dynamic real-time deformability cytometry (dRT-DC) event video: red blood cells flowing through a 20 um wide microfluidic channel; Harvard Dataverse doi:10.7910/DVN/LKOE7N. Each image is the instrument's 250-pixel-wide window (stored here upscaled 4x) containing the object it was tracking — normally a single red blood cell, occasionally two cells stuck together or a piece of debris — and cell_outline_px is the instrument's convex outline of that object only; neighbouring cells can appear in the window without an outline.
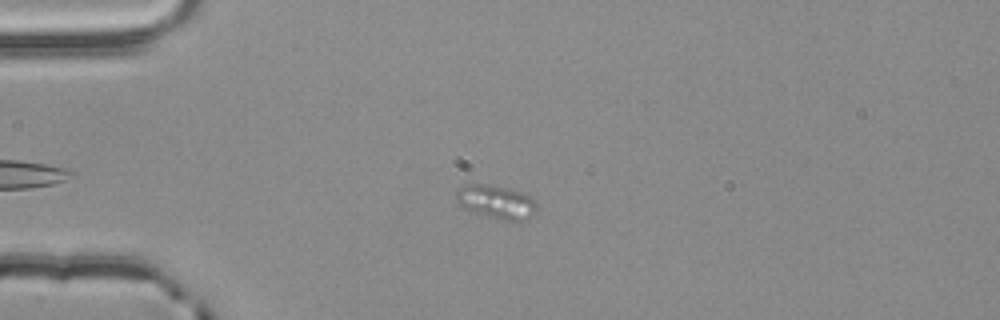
{"species": "common noctule bat (a hibernating species)", "species_latin": "Nyctalus noctula", "temperature_condition": "room temperature", "stored_images_in_passage": 3, "camera_frame_rate_fps": 3000, "um_per_image_px": 0.085, "animal": {"sex": "male", "body_mass_g": 20.4}, "frame": {"image": 1, "passage_image": 2, "time_ms": 0.333, "image_size_px": [1000, 320], "cell_outline_px": [[536, 212], [532, 216], [524, 220], [504, 220], [464, 208], [456, 200], [456, 192], [460, 188], [468, 184], [484, 184], [512, 188], [528, 196], [536, 204]], "centroid_in_image_um": [42.19, 17.14], "position_along_channel_um": 42.8, "area_um2": 15.32}}